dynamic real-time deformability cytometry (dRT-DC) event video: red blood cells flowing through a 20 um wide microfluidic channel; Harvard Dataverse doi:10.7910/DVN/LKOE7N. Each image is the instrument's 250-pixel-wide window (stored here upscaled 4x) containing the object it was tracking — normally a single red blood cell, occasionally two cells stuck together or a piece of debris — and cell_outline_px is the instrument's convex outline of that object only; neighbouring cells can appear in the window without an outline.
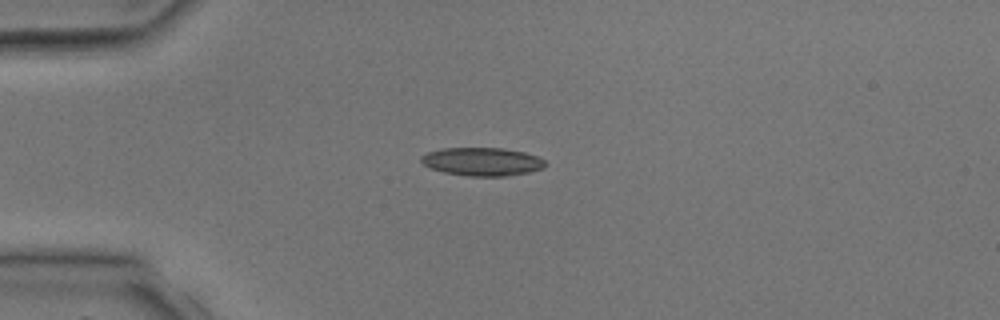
{"species": "common noctule bat (a hibernating species)", "species_latin": "Nyctalus noctula", "temperature_condition": "room temperature", "stored_images_in_passage": 1, "camera_frame_rate_fps": 3000, "um_per_image_px": 0.085, "animal": {"sex": "male", "body_mass_g": 17.9, "forearm_length_mm": 54.2}, "frame": {"image": 1, "passage_image": 1, "time_ms": 0.0, "image_size_px": [1000, 320], "cell_outline_px": [[548, 164], [544, 168], [528, 172], [504, 176], [468, 176], [444, 172], [432, 168], [424, 164], [420, 160], [420, 156], [428, 152], [440, 148], [504, 148], [524, 152], [536, 156], [544, 160]], "centroid_in_image_um": [40.99, 13.73], "position_along_channel_um": 44.0, "area_um2": 20.4}}